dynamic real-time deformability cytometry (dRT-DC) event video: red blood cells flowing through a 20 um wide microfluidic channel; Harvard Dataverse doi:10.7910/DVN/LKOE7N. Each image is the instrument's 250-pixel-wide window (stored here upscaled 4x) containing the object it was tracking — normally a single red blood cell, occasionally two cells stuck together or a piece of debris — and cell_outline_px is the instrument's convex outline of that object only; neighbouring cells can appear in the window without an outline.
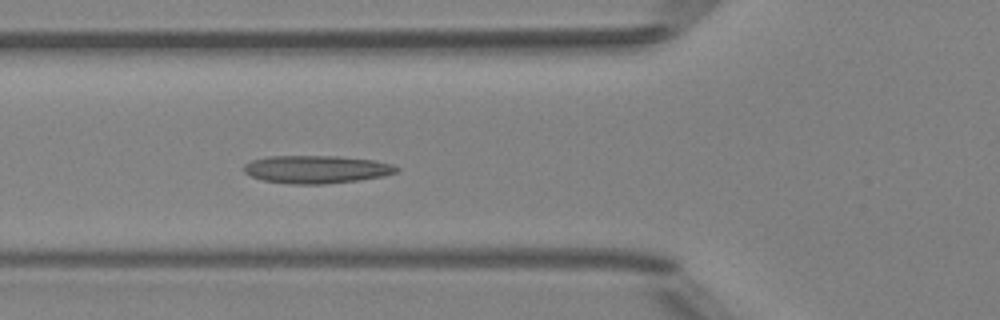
{"species": "Egyptian fruit bat (a non-hibernating species)", "species_latin": "Rousettus aegyptiacus", "temperature_condition": "room temperature", "stored_images_in_passage": 4, "camera_frame_rate_fps": 3000, "um_per_image_px": 0.085, "animal": {"sex": "female"}, "frame": {"image": 1, "passage_image": 4, "time_ms": 3.667, "image_size_px": [1000, 320], "cell_outline_px": [[400, 168], [396, 172], [384, 176], [356, 180], [324, 184], [292, 184], [264, 180], [252, 176], [244, 172], [244, 164], [252, 160], [268, 156], [340, 156], [372, 160], [392, 164]], "centroid_in_image_um": [26.89, 14.39], "position_along_channel_um": 98.9, "area_um2": 24.62}}